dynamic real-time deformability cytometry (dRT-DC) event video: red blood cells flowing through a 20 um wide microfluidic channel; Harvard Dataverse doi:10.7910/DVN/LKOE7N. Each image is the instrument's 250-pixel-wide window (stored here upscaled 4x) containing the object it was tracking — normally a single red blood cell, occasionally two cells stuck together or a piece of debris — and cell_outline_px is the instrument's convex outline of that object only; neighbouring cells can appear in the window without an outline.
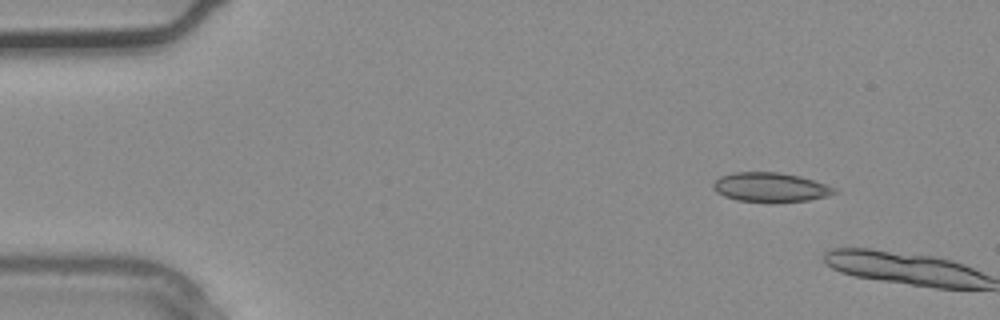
{"species": "common noctule bat (a hibernating species)", "species_latin": "Nyctalus noctula", "temperature_condition": "warm", "stored_images_in_passage": 2, "camera_frame_rate_fps": 3000, "um_per_image_px": 0.085, "animal": {"sex": "male", "body_mass_g": 20.4}, "frame": {"image": 1, "passage_image": 1, "time_ms": 0.0, "image_size_px": [1000, 320], "cell_outline_px": [[840, 192], [828, 196], [808, 200], [772, 204], [736, 200], [724, 196], [716, 192], [712, 188], [712, 184], [720, 176], [736, 172], [780, 172], [800, 176], [836, 188]], "centroid_in_image_um": [65.49, 15.94], "position_along_channel_um": 19.5, "area_um2": 21.21}}